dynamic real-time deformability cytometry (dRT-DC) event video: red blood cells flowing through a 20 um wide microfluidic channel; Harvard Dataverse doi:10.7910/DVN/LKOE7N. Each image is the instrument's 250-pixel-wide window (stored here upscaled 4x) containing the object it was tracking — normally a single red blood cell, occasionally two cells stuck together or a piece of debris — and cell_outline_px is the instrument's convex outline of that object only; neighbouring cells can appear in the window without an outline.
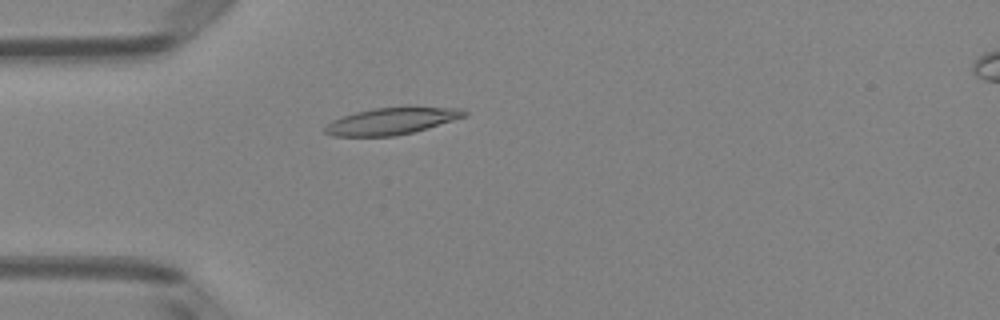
{"species": "Egyptian fruit bat (a non-hibernating species)", "species_latin": "Rousettus aegyptiacus", "temperature_condition": "room temperature", "stored_images_in_passage": 4, "camera_frame_rate_fps": 3000, "um_per_image_px": 0.085, "animal": {"sex": "female"}, "frame": {"image": 1, "passage_image": 4, "time_ms": 1.0, "image_size_px": [1000, 320], "cell_outline_px": [[468, 116], [428, 128], [396, 136], [332, 136], [324, 132], [324, 128], [332, 120], [356, 112], [372, 108], [408, 104], [460, 108], [468, 112]], "centroid_in_image_um": [33.38, 10.24], "position_along_channel_um": 51.6, "area_um2": 22.66}}